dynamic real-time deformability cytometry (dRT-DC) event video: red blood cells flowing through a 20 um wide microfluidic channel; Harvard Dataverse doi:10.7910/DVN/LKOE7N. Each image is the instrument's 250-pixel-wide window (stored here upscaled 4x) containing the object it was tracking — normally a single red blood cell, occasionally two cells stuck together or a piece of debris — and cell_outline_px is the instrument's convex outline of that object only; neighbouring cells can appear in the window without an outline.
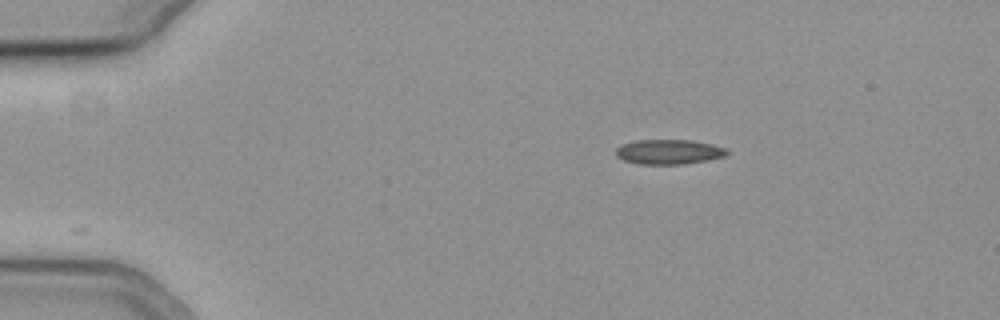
{"species": "common noctule bat (a hibernating species)", "species_latin": "Nyctalus noctula", "temperature_condition": "cold", "stored_images_in_passage": 33, "camera_frame_rate_fps": 3000, "um_per_image_px": 0.085, "animal": {"sex": "female", "body_mass_g": 19.3, "forearm_length_mm": 54.1}, "frame": {"image": 1, "passage_image": 1, "time_ms": 0.0, "image_size_px": [1000, 320], "cell_outline_px": [[728, 152], [724, 156], [708, 160], [684, 164], [640, 164], [624, 160], [616, 156], [616, 148], [624, 144], [636, 140], [692, 140], [712, 144], [728, 148]], "centroid_in_image_um": [56.87, 12.9], "position_along_channel_um": 28.1, "area_um2": 16.01}}
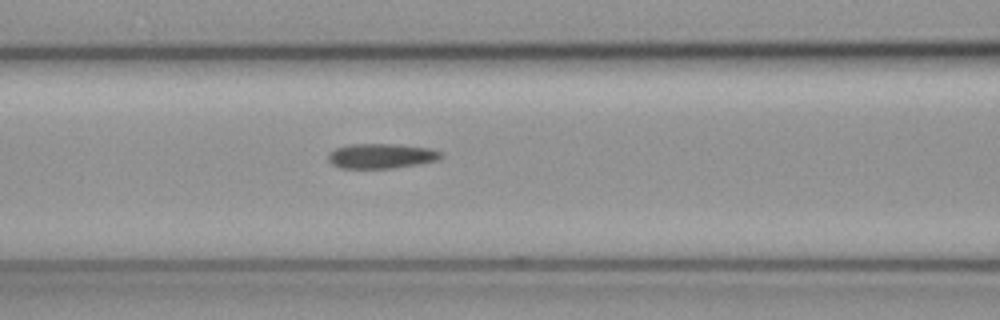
{"frame": {"image": 2, "passage_image": 15, "time_ms": 4.667, "image_size_px": [1000, 320], "cell_outline_px": [[444, 156], [436, 160], [416, 164], [392, 168], [340, 168], [332, 164], [328, 160], [328, 156], [336, 148], [348, 144], [396, 144], [428, 148], [440, 152]], "centroid_in_image_um": [32.38, 13.25], "position_along_channel_um": 134.2, "area_um2": 16.13}}
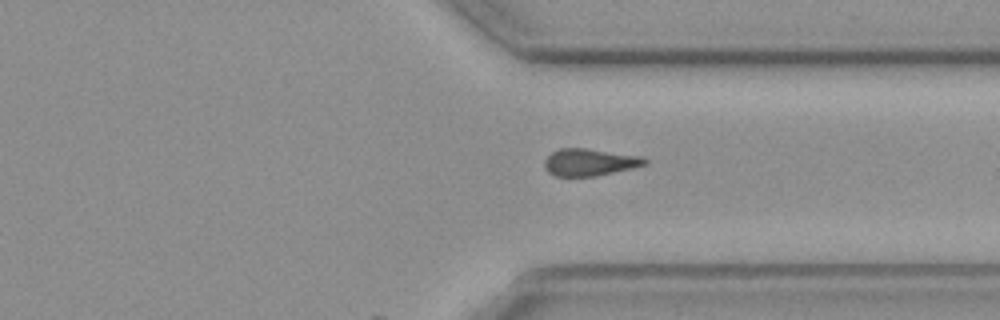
{"frame": {"image": 3, "passage_image": 33, "time_ms": 10.667, "image_size_px": [1000, 320], "cell_outline_px": [[648, 164], [632, 168], [596, 176], [556, 176], [548, 172], [544, 164], [544, 160], [552, 152], [560, 148], [584, 148], [644, 156], [648, 160]], "centroid_in_image_um": [50.15, 13.78], "position_along_channel_um": 361.2, "area_um2": 15.9}}